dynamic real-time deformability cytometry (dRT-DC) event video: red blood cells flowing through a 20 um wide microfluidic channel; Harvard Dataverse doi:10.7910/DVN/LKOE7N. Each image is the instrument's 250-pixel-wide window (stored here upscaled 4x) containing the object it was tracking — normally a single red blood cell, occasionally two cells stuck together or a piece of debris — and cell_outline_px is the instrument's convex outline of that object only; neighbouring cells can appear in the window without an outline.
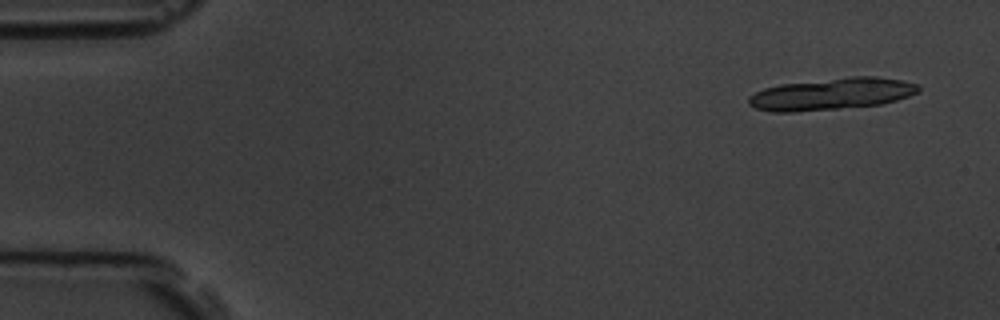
{"species": "common noctule bat (a hibernating species)", "species_latin": "Nyctalus noctula", "temperature_condition": "room temperature", "stored_images_in_passage": 5, "segment_of_instrument_passage": [1, 2], "camera_frame_rate_fps": 3000, "um_per_image_px": 0.085, "animal": {"sex": "male", "body_mass_g": 19.5, "forearm_length_mm": 54.6}, "frame": {"image": 1, "passage_image": 1, "time_ms": 0.0, "image_size_px": [1000, 320], "cell_outline_px": [[920, 92], [896, 100], [880, 104], [796, 112], [772, 112], [756, 108], [748, 104], [748, 96], [764, 88], [780, 84], [852, 76], [876, 76], [900, 80], [920, 84]], "centroid_in_image_um": [70.68, 7.98], "position_along_channel_um": 14.3, "area_um2": 31.5}}